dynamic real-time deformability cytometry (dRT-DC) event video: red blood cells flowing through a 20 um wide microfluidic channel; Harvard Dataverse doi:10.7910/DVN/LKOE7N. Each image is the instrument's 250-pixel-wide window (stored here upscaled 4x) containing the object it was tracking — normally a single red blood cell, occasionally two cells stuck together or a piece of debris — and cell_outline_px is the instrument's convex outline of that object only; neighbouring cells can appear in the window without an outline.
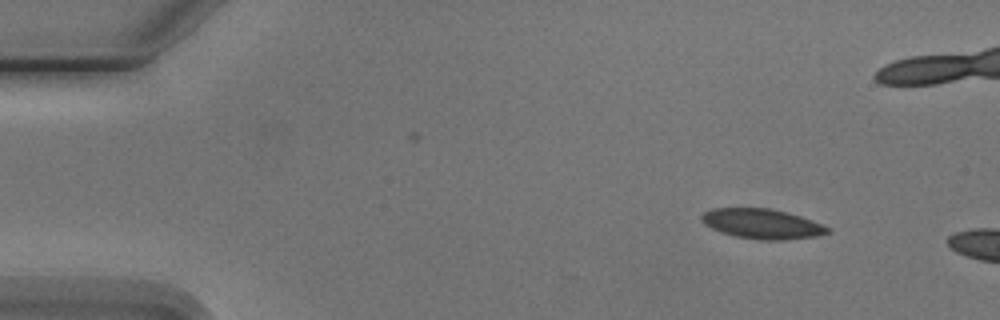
{"species": "Egyptian fruit bat (a non-hibernating species)", "species_latin": "Rousettus aegyptiacus", "temperature_condition": "cold", "stored_images_in_passage": 3, "camera_frame_rate_fps": 3000, "um_per_image_px": 0.085, "animal": {"sex": "male"}, "frame": {"image": 1, "passage_image": 1, "time_ms": 0.0, "image_size_px": [1000, 320], "cell_outline_px": [[828, 232], [816, 236], [784, 240], [760, 240], [736, 236], [720, 232], [704, 224], [700, 216], [704, 212], [712, 208], [772, 208], [800, 216], [812, 220], [828, 228]], "centroid_in_image_um": [64.73, 19.02], "position_along_channel_um": 20.3, "area_um2": 21.79}}